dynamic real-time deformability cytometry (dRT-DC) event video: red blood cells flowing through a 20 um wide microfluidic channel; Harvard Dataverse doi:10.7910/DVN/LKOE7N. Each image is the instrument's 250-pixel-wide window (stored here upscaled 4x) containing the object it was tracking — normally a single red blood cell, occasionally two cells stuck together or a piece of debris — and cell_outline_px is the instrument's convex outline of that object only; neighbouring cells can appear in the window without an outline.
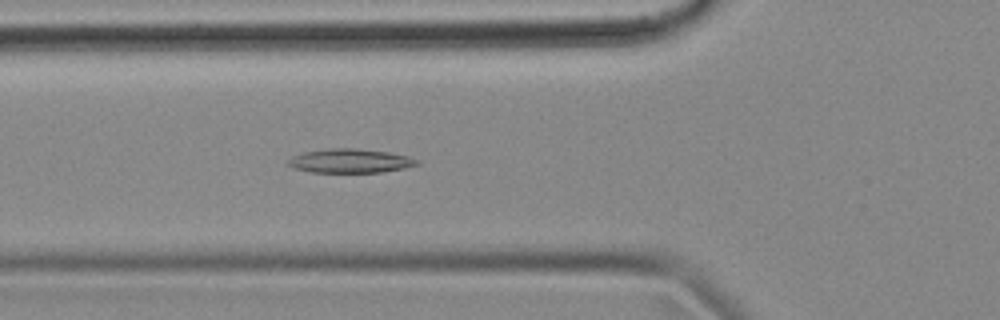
{"species": "common noctule bat (a hibernating species)", "species_latin": "Nyctalus noctula", "temperature_condition": "cold", "stored_images_in_passage": 38, "camera_frame_rate_fps": 3000, "um_per_image_px": 0.085, "animal": {"sex": "female", "body_mass_g": 18.4}, "frame": {"image": 1, "passage_image": 3, "time_ms": 0.667, "image_size_px": [1000, 320], "cell_outline_px": [[420, 164], [404, 168], [380, 172], [312, 172], [296, 168], [288, 164], [288, 160], [292, 156], [304, 152], [328, 148], [356, 148], [388, 152], [408, 156], [420, 160]], "centroid_in_image_um": [29.8, 13.66], "position_along_channel_um": 96.0, "area_um2": 17.92}}
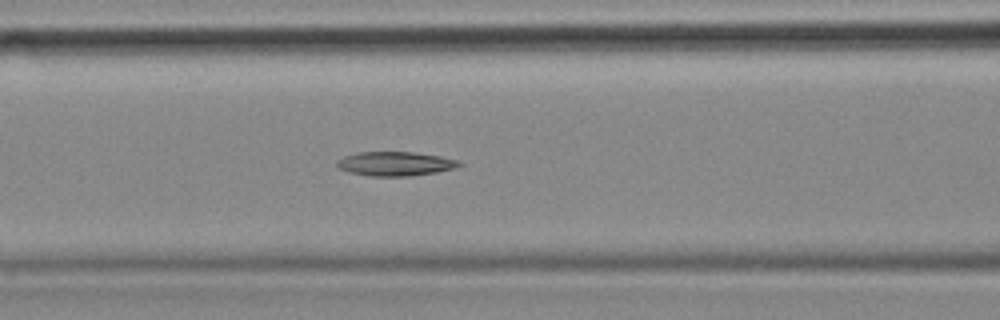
{"frame": {"image": 2, "passage_image": 6, "time_ms": 1.667, "image_size_px": [1000, 320], "cell_outline_px": [[464, 164], [456, 168], [436, 172], [412, 176], [368, 176], [348, 172], [340, 168], [336, 164], [336, 160], [344, 156], [356, 152], [416, 152], [440, 156], [456, 160]], "centroid_in_image_um": [33.59, 13.92], "position_along_channel_um": 133.0, "area_um2": 17.34}}
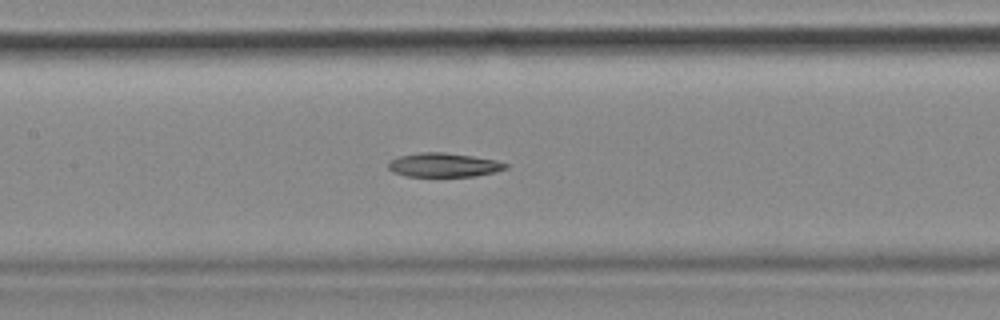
{"frame": {"image": 3, "passage_image": 9, "time_ms": 2.667, "image_size_px": [1000, 320], "cell_outline_px": [[508, 168], [496, 172], [476, 176], [408, 176], [392, 172], [388, 168], [388, 160], [400, 156], [420, 152], [444, 152], [472, 156], [496, 160], [508, 164]], "centroid_in_image_um": [37.72, 14.02], "position_along_channel_um": 169.7, "area_um2": 16.47}}